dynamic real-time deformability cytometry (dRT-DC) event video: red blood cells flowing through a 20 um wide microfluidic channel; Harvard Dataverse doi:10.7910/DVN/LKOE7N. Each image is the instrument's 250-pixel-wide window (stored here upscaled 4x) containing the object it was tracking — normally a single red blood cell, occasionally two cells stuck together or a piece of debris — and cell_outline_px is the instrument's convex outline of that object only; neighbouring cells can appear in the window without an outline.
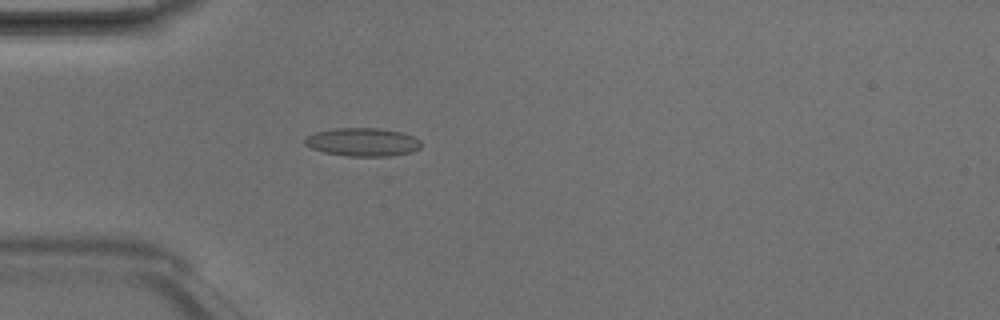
{"species": "Egyptian fruit bat (a non-hibernating species)", "species_latin": "Rousettus aegyptiacus", "temperature_condition": "room temperature", "stored_images_in_passage": 1, "camera_frame_rate_fps": 3000, "um_per_image_px": 0.085, "animal": {"sex": "male"}, "frame": {"image": 1, "passage_image": 1, "time_ms": 0.0, "image_size_px": [1000, 320], "cell_outline_px": [[420, 148], [412, 152], [388, 156], [348, 156], [324, 152], [312, 148], [304, 144], [304, 140], [312, 132], [336, 128], [380, 128], [400, 132], [412, 136], [420, 140]], "centroid_in_image_um": [30.8, 12.07], "position_along_channel_um": 54.2, "area_um2": 19.13}}